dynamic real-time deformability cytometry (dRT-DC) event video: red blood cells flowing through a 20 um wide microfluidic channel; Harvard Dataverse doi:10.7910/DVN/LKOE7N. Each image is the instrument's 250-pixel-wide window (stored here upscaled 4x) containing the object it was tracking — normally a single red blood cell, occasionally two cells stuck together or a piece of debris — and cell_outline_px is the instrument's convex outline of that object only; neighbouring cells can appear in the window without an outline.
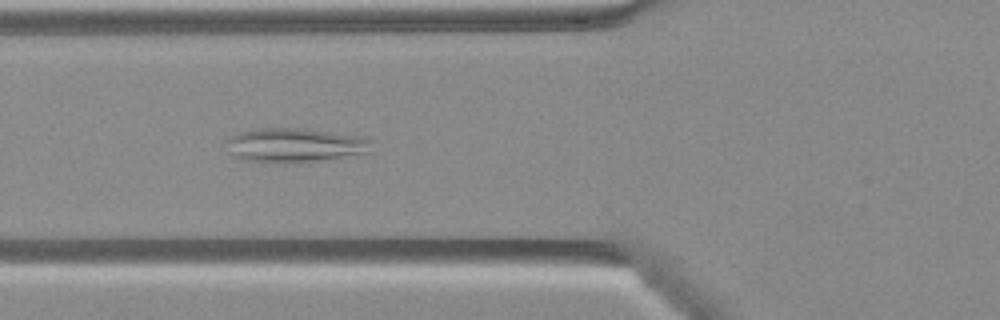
{"species": "Egyptian fruit bat (a non-hibernating species)", "species_latin": "Rousettus aegyptiacus", "temperature_condition": "warm", "stored_images_in_passage": 49, "camera_frame_rate_fps": 3000, "um_per_image_px": 0.085, "animal": {"sex": "female"}, "frame": {"image": 1, "passage_image": 19, "time_ms": 6.0, "image_size_px": [1000, 320], "cell_outline_px": [[372, 152], [324, 160], [284, 164], [244, 160], [232, 156], [228, 140], [232, 136], [240, 132], [260, 128], [296, 128], [360, 136], [372, 140]], "centroid_in_image_um": [25.11, 12.36], "position_along_channel_um": 100.7, "area_um2": 28.9}}
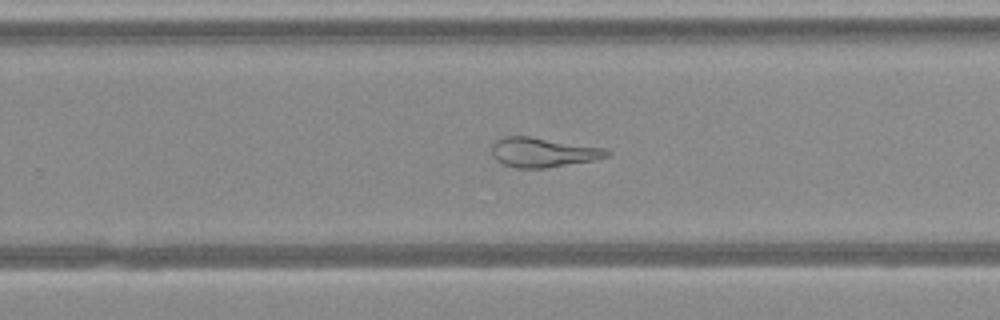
{"frame": {"image": 2, "passage_image": 32, "time_ms": 10.333, "image_size_px": [1000, 320], "cell_outline_px": [[612, 152], [608, 156], [592, 160], [544, 168], [516, 168], [504, 164], [496, 160], [492, 152], [492, 144], [496, 140], [504, 136], [528, 136], [608, 148]], "centroid_in_image_um": [46.16, 12.94], "position_along_channel_um": 283.6, "area_um2": 19.77}}
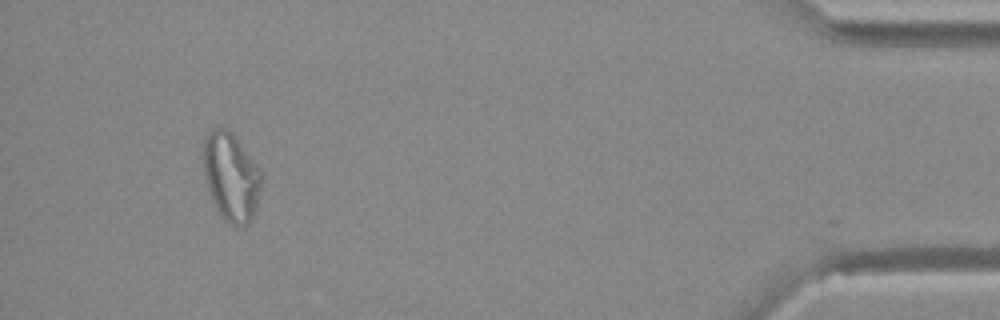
{"frame": {"image": 3, "passage_image": 46, "time_ms": 15.0, "image_size_px": [1000, 320], "cell_outline_px": [[264, 180], [252, 216], [244, 224], [232, 224], [224, 220], [220, 216], [212, 200], [204, 172], [204, 136], [216, 128], [228, 128], [232, 132], [260, 168]], "centroid_in_image_um": [19.66, 14.99], "position_along_channel_um": 415.5, "area_um2": 29.54}}